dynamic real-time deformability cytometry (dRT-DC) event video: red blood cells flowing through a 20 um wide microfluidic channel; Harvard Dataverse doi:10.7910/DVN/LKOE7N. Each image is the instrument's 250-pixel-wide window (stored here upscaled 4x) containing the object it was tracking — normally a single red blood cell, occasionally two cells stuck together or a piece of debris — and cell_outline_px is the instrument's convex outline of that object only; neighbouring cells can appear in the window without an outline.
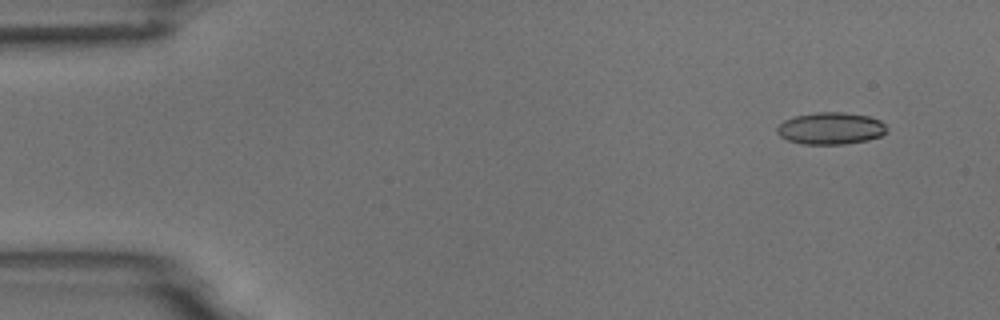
{"species": "common noctule bat (a hibernating species)", "species_latin": "Nyctalus noctula", "temperature_condition": "room temperature", "stored_images_in_passage": 5, "camera_frame_rate_fps": 3000, "um_per_image_px": 0.085, "animal": {"sex": "male", "body_mass_g": 18.8}, "frame": {"image": 1, "passage_image": 2, "time_ms": 1.0, "image_size_px": [1000, 320], "cell_outline_px": [[888, 128], [880, 136], [868, 140], [844, 144], [804, 144], [788, 140], [780, 136], [776, 132], [776, 128], [784, 120], [796, 116], [816, 112], [844, 112], [868, 116], [880, 120]], "centroid_in_image_um": [70.6, 10.91], "position_along_channel_um": 14.4, "area_um2": 20.4}}
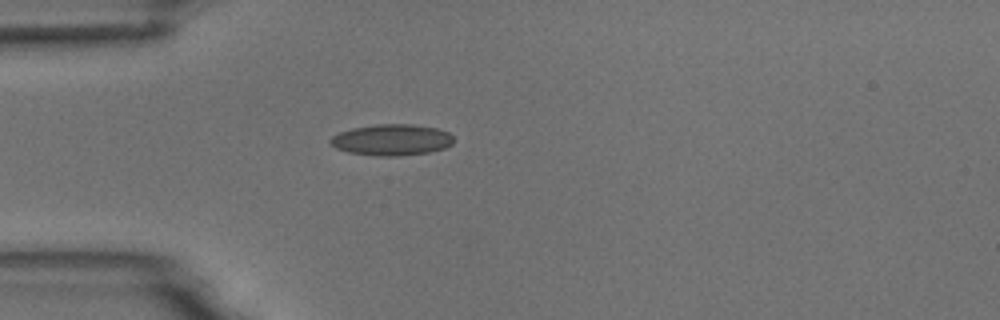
{"frame": {"image": 2, "passage_image": 5, "time_ms": 4.667, "image_size_px": [1000, 320], "cell_outline_px": [[452, 144], [444, 148], [428, 152], [400, 156], [376, 156], [348, 152], [336, 148], [328, 140], [332, 136], [340, 132], [352, 128], [376, 124], [412, 124], [436, 128], [448, 132], [452, 136]], "centroid_in_image_um": [33.27, 11.89], "position_along_channel_um": 51.7, "area_um2": 22.37}}